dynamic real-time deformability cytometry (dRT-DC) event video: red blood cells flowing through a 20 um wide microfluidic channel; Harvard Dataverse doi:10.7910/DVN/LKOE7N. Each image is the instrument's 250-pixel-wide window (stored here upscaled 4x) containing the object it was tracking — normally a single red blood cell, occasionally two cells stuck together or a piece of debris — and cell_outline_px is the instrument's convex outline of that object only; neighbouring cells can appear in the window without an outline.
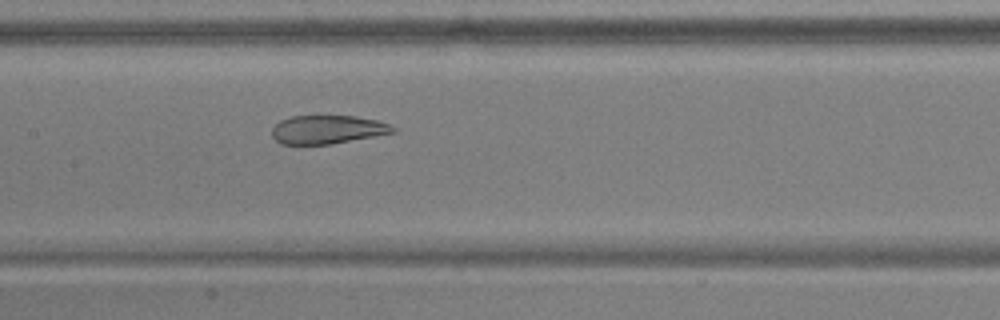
{"species": "common noctule bat (a hibernating species)", "species_latin": "Nyctalus noctula", "temperature_condition": "warm", "stored_images_in_passage": 31, "camera_frame_rate_fps": 3000, "um_per_image_px": 0.085, "animal": {"sex": "male", "body_mass_g": 17.9, "forearm_length_mm": 54.2}, "frame": {"image": 1, "passage_image": 10, "time_ms": 3.0, "image_size_px": [1000, 320], "cell_outline_px": [[396, 132], [376, 136], [332, 144], [280, 144], [272, 136], [272, 128], [280, 120], [292, 116], [356, 116], [376, 120], [388, 124], [396, 128]], "centroid_in_image_um": [27.84, 11.01], "position_along_channel_um": 179.6, "area_um2": 20.11}}
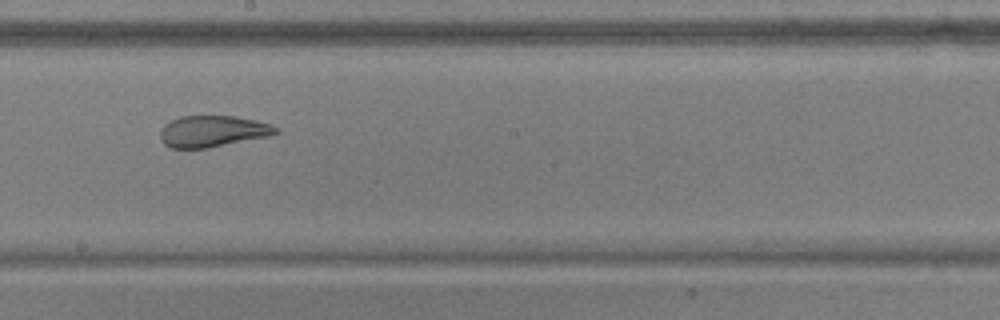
{"frame": {"image": 2, "passage_image": 14, "time_ms": 4.333, "image_size_px": [1000, 320], "cell_outline_px": [[280, 132], [268, 136], [208, 148], [168, 148], [160, 140], [160, 128], [164, 124], [180, 116], [236, 116], [256, 120], [272, 124], [280, 128]], "centroid_in_image_um": [18.07, 11.16], "position_along_channel_um": 230.1, "area_um2": 21.39}, "authors_computed_cell_mechanics": {"area_um2": 23.0044, "velocity_mm_per_s": 3.8095, "shape_relaxation_time_tau1_ms": null, "shape_relaxation_time_tau2_ms": 1.1839, "deformation_change_tau1": null, "deformation_change_tau2": 0.085}}